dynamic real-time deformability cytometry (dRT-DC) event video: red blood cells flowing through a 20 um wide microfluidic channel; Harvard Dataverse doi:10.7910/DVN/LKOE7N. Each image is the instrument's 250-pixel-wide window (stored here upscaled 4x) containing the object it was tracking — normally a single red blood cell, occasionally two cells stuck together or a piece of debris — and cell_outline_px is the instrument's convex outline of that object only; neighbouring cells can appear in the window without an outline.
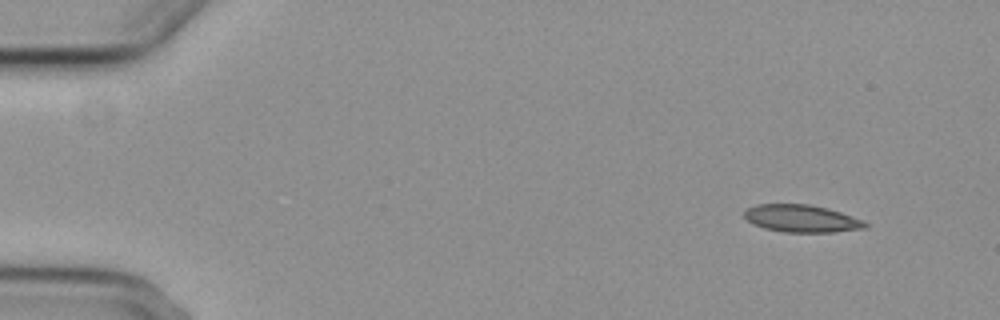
{"species": "common noctule bat (a hibernating species)", "species_latin": "Nyctalus noctula", "temperature_condition": "cold", "stored_images_in_passage": 5, "camera_frame_rate_fps": 3000, "um_per_image_px": 0.085, "animal": {"sex": "female", "body_mass_g": 29.2, "forearm_length_mm": 56.3}, "frame": {"image": 1, "passage_image": 1, "time_ms": 0.0, "image_size_px": [1000, 320], "cell_outline_px": [[868, 228], [836, 232], [784, 232], [764, 228], [752, 224], [744, 216], [744, 212], [748, 208], [756, 204], [808, 204], [828, 208], [864, 220], [868, 224]], "centroid_in_image_um": [68.16, 18.58], "position_along_channel_um": 16.8, "area_um2": 19.42}}
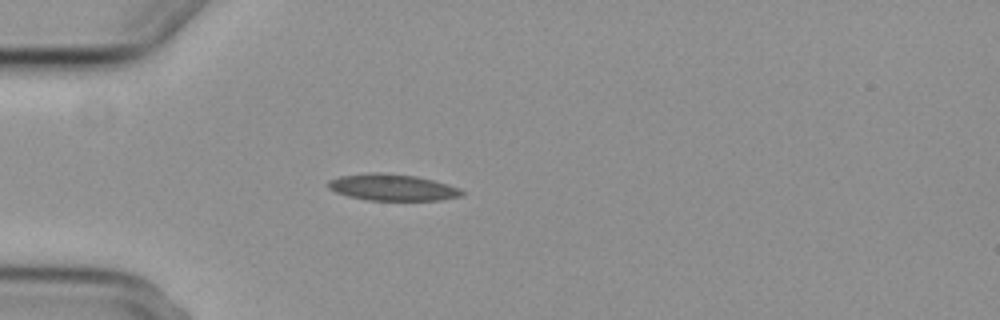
{"frame": {"image": 2, "passage_image": 4, "time_ms": 3.667, "image_size_px": [1000, 320], "cell_outline_px": [[464, 196], [440, 200], [368, 200], [348, 196], [336, 192], [328, 188], [324, 184], [328, 180], [340, 176], [368, 172], [380, 172], [416, 176], [432, 180], [460, 188], [464, 192]], "centroid_in_image_um": [33.32, 15.92], "position_along_channel_um": 51.7, "area_um2": 20.81}}